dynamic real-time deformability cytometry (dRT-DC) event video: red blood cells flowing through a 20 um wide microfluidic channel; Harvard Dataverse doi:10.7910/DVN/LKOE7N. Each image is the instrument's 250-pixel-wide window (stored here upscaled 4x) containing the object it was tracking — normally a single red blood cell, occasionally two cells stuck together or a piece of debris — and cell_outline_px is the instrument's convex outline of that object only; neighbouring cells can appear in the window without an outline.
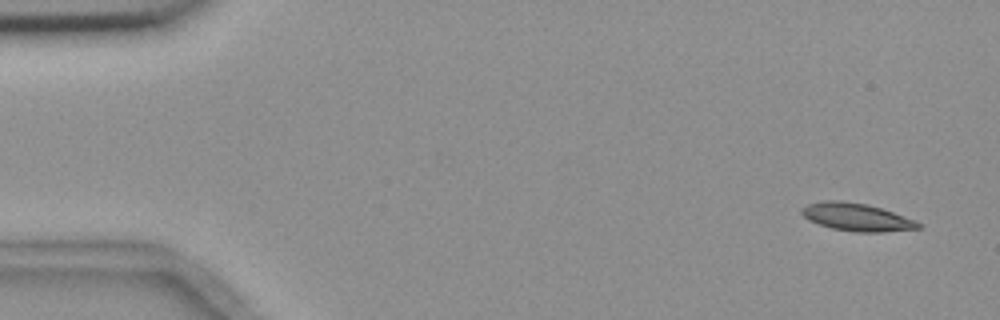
{"species": "common noctule bat (a hibernating species)", "species_latin": "Nyctalus noctula", "temperature_condition": "room temperature", "stored_images_in_passage": 5, "camera_frame_rate_fps": 3000, "um_per_image_px": 0.085, "animal": {"sex": "female", "body_mass_g": 18.4}, "frame": {"image": 1, "passage_image": 1, "time_ms": 0.0, "image_size_px": [1000, 320], "cell_outline_px": [[920, 228], [884, 232], [856, 232], [832, 228], [808, 220], [800, 212], [808, 204], [824, 200], [840, 200], [868, 204], [892, 212], [912, 220], [920, 224]], "centroid_in_image_um": [72.77, 18.45], "position_along_channel_um": 12.2, "area_um2": 18.5}}